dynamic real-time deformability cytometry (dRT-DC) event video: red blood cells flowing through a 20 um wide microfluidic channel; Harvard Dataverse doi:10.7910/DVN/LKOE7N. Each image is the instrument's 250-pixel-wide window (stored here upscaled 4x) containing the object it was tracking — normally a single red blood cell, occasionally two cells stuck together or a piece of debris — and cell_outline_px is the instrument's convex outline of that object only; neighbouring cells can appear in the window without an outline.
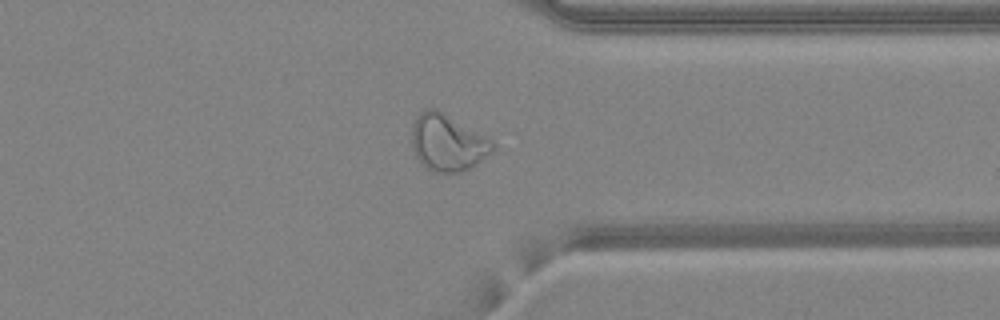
{"species": "common noctule bat (a hibernating species)", "species_latin": "Nyctalus noctula", "temperature_condition": "warm", "stored_images_in_passage": 49, "camera_frame_rate_fps": 3000, "um_per_image_px": 0.085, "animal": {"sex": "female", "body_mass_g": 24.6, "forearm_length_mm": 56.2}, "frame": {"image": 1, "passage_image": 38, "time_ms": 12.333, "image_size_px": [1000, 320], "cell_outline_px": [[496, 148], [492, 152], [476, 164], [460, 172], [432, 172], [420, 164], [412, 148], [412, 124], [416, 116], [424, 108], [436, 108], [492, 140], [496, 144]], "centroid_in_image_um": [38.02, 12.12], "position_along_channel_um": 373.4, "area_um2": 26.82}}
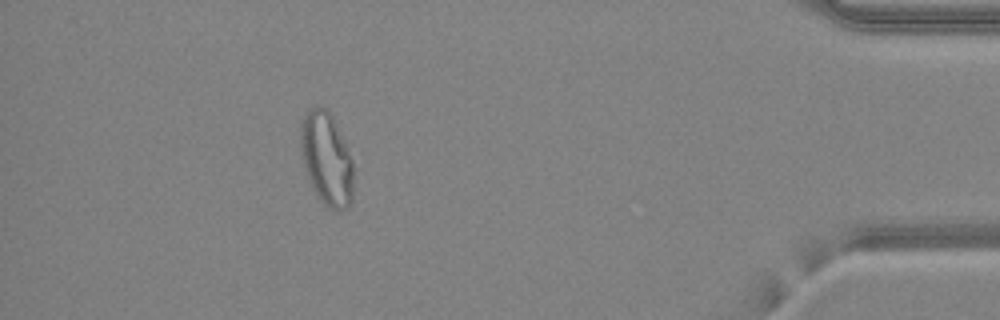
{"frame": {"image": 2, "passage_image": 44, "time_ms": 14.333, "image_size_px": [1000, 320], "cell_outline_px": [[356, 168], [352, 200], [348, 208], [340, 212], [328, 208], [316, 196], [308, 180], [304, 168], [300, 152], [300, 124], [304, 116], [316, 104], [328, 108], [344, 140]], "centroid_in_image_um": [27.78, 13.54], "position_along_channel_um": 407.4, "area_um2": 29.71}, "authors_computed_cell_mechanics": {"area_um2": 28.4376, "velocity_mm_per_s": 4.2432, "shape_relaxation_time_tau1_ms": null, "shape_relaxation_time_tau2_ms": 1.2635, "deformation_change_tau1": null, "deformation_change_tau2": 0.0852}}